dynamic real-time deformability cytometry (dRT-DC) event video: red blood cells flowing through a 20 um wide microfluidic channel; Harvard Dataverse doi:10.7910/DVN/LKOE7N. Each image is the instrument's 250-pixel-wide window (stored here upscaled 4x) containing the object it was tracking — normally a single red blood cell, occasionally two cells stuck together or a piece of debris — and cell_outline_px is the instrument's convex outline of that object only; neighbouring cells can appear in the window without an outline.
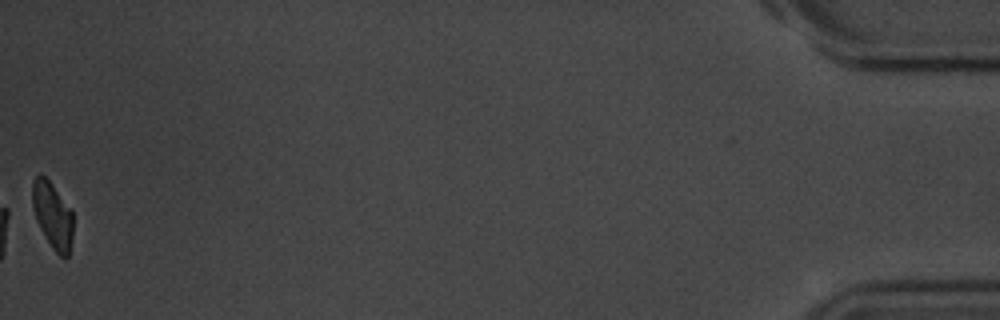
{"species": "common noctule bat (a hibernating species)", "species_latin": "Nyctalus noctula", "temperature_condition": "room temperature", "stored_images_in_passage": 42, "camera_frame_rate_fps": 3000, "um_per_image_px": 0.085, "animal": {"sex": "male", "body_mass_g": 20.1, "forearm_length_mm": 53.5}, "frame": {"image": 1, "passage_image": 42, "time_ms": 13.667, "image_size_px": [1000, 320], "cell_outline_px": [[72, 240], [68, 256], [64, 260], [52, 248], [44, 236], [36, 220], [32, 204], [32, 180], [40, 172], [52, 184], [72, 212]], "centroid_in_image_um": [4.45, 18.31], "position_along_channel_um": 430.8, "area_um2": 15.72}, "authors_computed_cell_mechanics": {"area_um2": 17.9469, "velocity_mm_per_s": 3.6989, "shape_relaxation_time_tau1_ms": 2.6283, "shape_relaxation_time_tau2_ms": 6.1658, "deformation_change_tau1": 0.1167, "deformation_change_tau2": 0.1123}}